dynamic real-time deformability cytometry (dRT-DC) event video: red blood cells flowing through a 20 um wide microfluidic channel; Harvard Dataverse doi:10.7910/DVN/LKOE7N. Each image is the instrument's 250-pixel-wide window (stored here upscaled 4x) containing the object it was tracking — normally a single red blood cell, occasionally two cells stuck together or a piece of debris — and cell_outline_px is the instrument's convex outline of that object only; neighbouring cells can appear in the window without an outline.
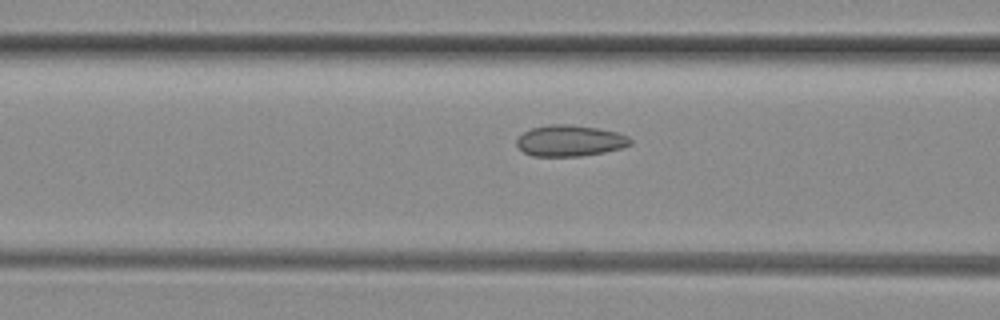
{"species": "common noctule bat (a hibernating species)", "species_latin": "Nyctalus noctula", "temperature_condition": "room temperature", "stored_images_in_passage": 36, "camera_frame_rate_fps": 3000, "um_per_image_px": 0.085, "animal": {"sex": "female", "body_mass_g": 29.2, "forearm_length_mm": 56.3}, "frame": {"image": 1, "passage_image": 15, "time_ms": 4.667, "image_size_px": [1000, 320], "cell_outline_px": [[632, 144], [620, 148], [604, 152], [580, 156], [532, 156], [524, 152], [516, 144], [516, 140], [524, 132], [532, 128], [548, 124], [572, 124], [596, 128], [616, 132], [628, 136], [632, 140]], "centroid_in_image_um": [48.44, 11.96], "position_along_channel_um": 118.2, "area_um2": 20.58}}
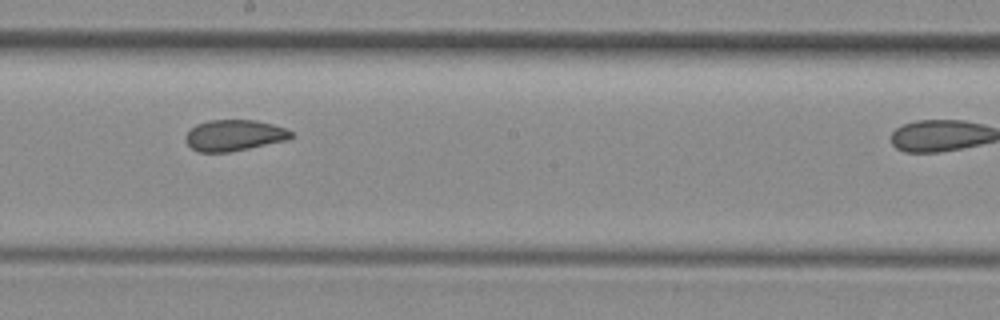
{"frame": {"image": 2, "passage_image": 23, "time_ms": 7.333, "image_size_px": [1000, 320], "cell_outline_px": [[292, 136], [288, 140], [228, 152], [196, 152], [184, 140], [184, 136], [196, 124], [208, 120], [256, 120], [272, 124], [284, 128], [292, 132]], "centroid_in_image_um": [19.87, 11.5], "position_along_channel_um": 228.3, "area_um2": 19.07}}
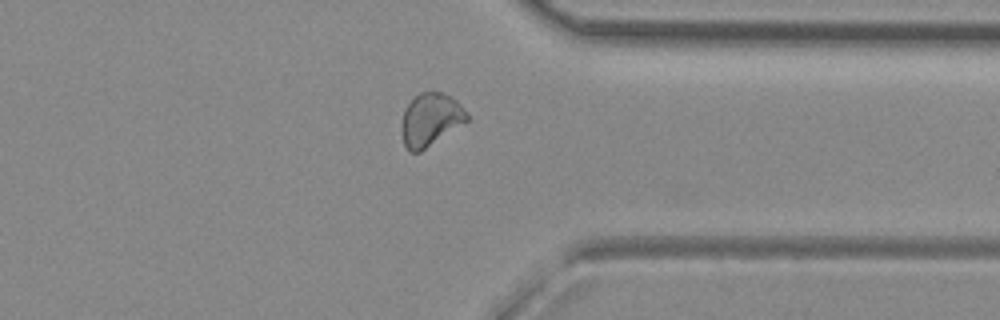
{"frame": {"image": 3, "passage_image": 34, "time_ms": 11.0, "image_size_px": [1000, 320], "cell_outline_px": [[468, 120], [420, 152], [408, 152], [404, 144], [400, 128], [404, 108], [420, 92], [440, 92], [456, 100], [468, 112]], "centroid_in_image_um": [36.56, 10.18], "position_along_channel_um": 374.8, "area_um2": 20.0}}